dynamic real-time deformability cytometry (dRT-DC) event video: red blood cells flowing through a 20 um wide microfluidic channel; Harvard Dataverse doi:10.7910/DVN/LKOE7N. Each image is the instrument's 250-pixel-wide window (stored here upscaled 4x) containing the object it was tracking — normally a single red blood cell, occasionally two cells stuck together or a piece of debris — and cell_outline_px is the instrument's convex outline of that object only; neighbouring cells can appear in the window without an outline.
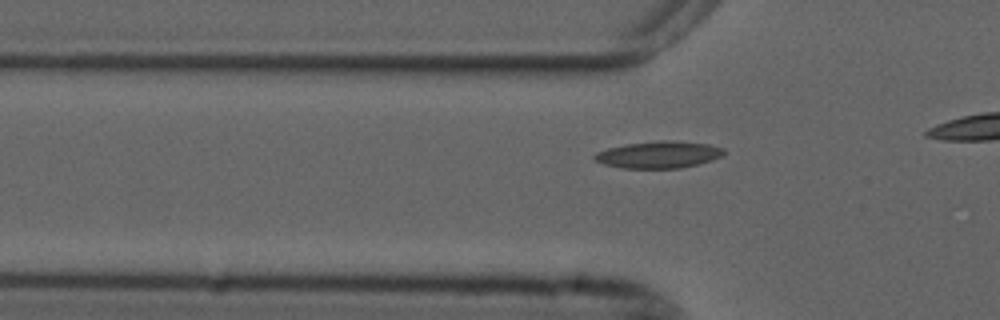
{"species": "common noctule bat (a hibernating species)", "species_latin": "Nyctalus noctula", "temperature_condition": "cold", "stored_images_in_passage": 16, "camera_frame_rate_fps": 3000, "um_per_image_px": 0.085, "animal": {"sex": "male", "forearm_length_mm": 52.5}, "frame": {"image": 1, "passage_image": 10, "time_ms": 3.0, "image_size_px": [1000, 320], "cell_outline_px": [[724, 152], [720, 156], [712, 160], [680, 168], [624, 168], [604, 164], [596, 160], [592, 156], [596, 152], [608, 148], [628, 144], [660, 140], [672, 140], [708, 144], [724, 148]], "centroid_in_image_um": [55.98, 13.14], "position_along_channel_um": 69.8, "area_um2": 20.06}}
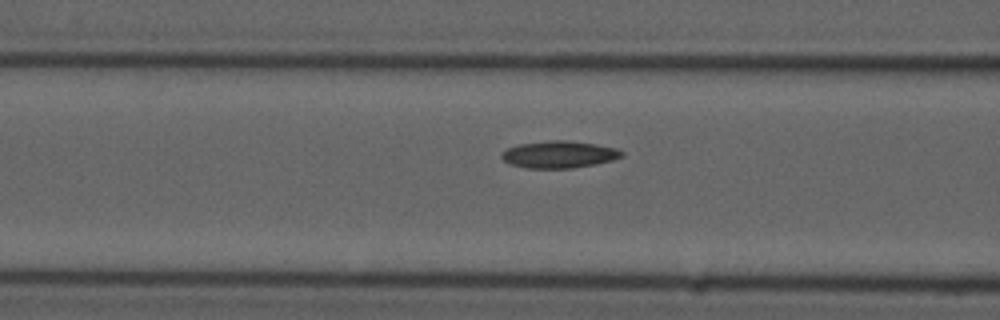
{"frame": {"image": 2, "passage_image": 14, "time_ms": 4.333, "image_size_px": [1000, 320], "cell_outline_px": [[624, 156], [612, 160], [596, 164], [572, 168], [524, 168], [512, 164], [504, 160], [500, 156], [500, 152], [508, 148], [520, 144], [548, 140], [564, 140], [596, 144], [616, 148], [624, 152]], "centroid_in_image_um": [47.52, 13.13], "position_along_channel_um": 119.1, "area_um2": 18.96}}